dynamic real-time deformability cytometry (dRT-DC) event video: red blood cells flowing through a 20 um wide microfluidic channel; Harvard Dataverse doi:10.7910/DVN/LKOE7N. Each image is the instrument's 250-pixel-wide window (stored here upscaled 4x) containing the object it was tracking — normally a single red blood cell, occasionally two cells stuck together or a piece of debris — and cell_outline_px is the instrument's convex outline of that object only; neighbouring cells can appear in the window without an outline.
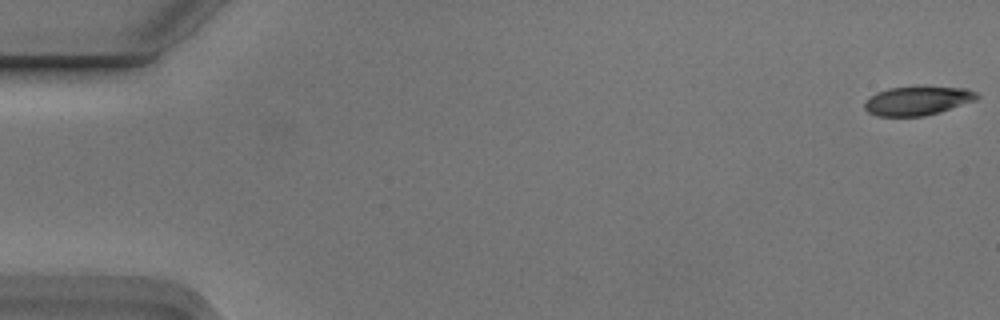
{"species": "Egyptian fruit bat (a non-hibernating species)", "species_latin": "Rousettus aegyptiacus", "temperature_condition": "cold", "stored_images_in_passage": 5, "camera_frame_rate_fps": 3000, "um_per_image_px": 0.085, "animal": {"sex": "male"}, "frame": {"image": 1, "passage_image": 1, "time_ms": 0.0, "image_size_px": [1000, 320], "cell_outline_px": [[980, 96], [976, 100], [940, 112], [924, 116], [876, 116], [868, 112], [864, 108], [864, 100], [876, 92], [888, 88], [968, 88], [976, 92]], "centroid_in_image_um": [77.96, 8.59], "position_along_channel_um": 7.0, "area_um2": 18.67}}
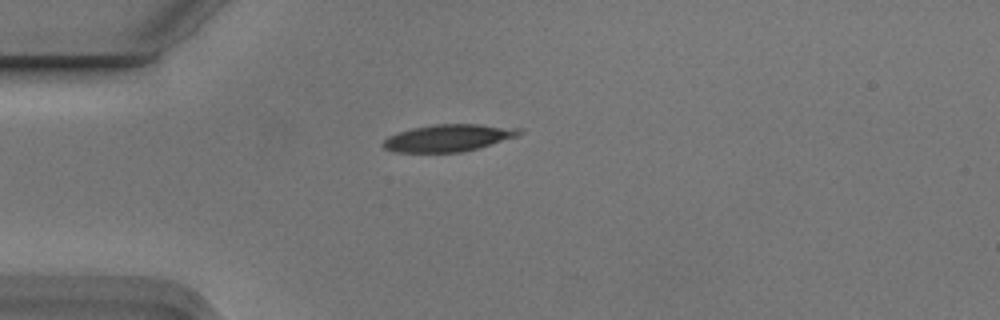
{"frame": {"image": 2, "passage_image": 5, "time_ms": 1.333, "image_size_px": [1000, 320], "cell_outline_px": [[524, 132], [516, 136], [476, 148], [460, 152], [396, 152], [384, 148], [380, 144], [388, 136], [412, 128], [436, 124], [480, 124], [524, 128]], "centroid_in_image_um": [38.11, 11.71], "position_along_channel_um": 46.9, "area_um2": 21.33}}